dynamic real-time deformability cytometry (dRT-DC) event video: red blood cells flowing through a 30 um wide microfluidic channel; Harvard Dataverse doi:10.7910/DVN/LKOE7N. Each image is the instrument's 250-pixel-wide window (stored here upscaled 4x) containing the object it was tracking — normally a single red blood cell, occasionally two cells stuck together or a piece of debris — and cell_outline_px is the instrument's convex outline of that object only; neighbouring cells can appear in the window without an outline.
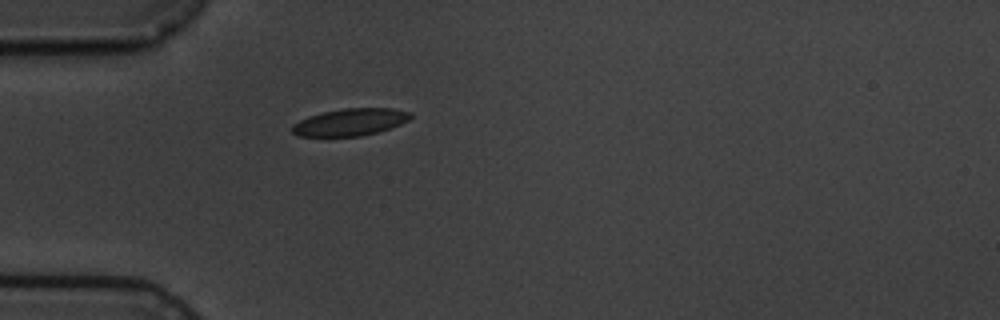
{"species": "common noctule bat (a hibernating species)", "species_latin": "Nyctalus noctula", "temperature_condition": "cold", "stored_images_in_passage": 1, "camera_frame_rate_fps": 3000, "um_per_image_px": 0.085, "animal": {"sex": "male", "body_mass_g": 19.5, "forearm_length_mm": 54.6}, "frame": {"image": 1, "passage_image": 1, "time_ms": 0.0, "image_size_px": [1000, 320], "cell_outline_px": [[412, 116], [408, 120], [400, 124], [376, 132], [360, 136], [296, 136], [292, 132], [292, 124], [308, 116], [324, 112], [344, 108], [392, 108], [412, 112]], "centroid_in_image_um": [29.75, 10.37], "position_along_channel_um": 55.2, "area_um2": 18.61}}